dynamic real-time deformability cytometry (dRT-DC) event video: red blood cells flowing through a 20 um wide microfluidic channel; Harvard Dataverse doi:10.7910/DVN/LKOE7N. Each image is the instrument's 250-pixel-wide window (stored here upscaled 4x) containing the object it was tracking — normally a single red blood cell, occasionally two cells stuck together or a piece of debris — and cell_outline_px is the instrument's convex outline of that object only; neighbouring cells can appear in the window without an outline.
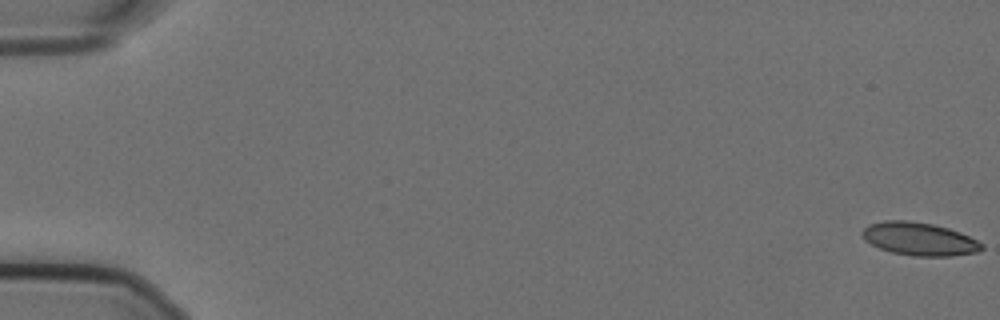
{"species": "Egyptian fruit bat (a non-hibernating species)", "species_latin": "Rousettus aegyptiacus", "temperature_condition": "cold", "stored_images_in_passage": 37, "camera_frame_rate_fps": 3000, "um_per_image_px": 0.085, "animal": {"sex": "female"}, "frame": {"image": 1, "passage_image": 1, "time_ms": 0.0, "image_size_px": [1000, 320], "cell_outline_px": [[984, 248], [976, 252], [952, 256], [916, 256], [892, 252], [880, 248], [864, 240], [860, 232], [868, 224], [884, 220], [908, 220], [932, 224], [948, 228], [960, 232], [984, 244]], "centroid_in_image_um": [78.12, 20.3], "position_along_channel_um": 6.9, "area_um2": 23.0}}
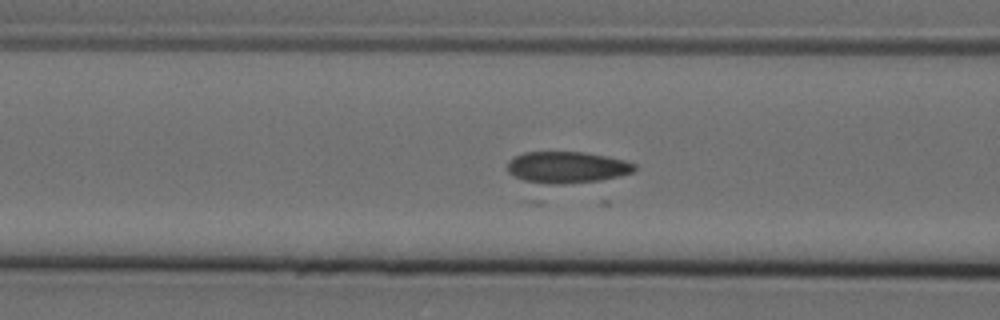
{"frame": {"image": 2, "passage_image": 24, "time_ms": 7.667, "image_size_px": [1000, 320], "cell_outline_px": [[636, 168], [632, 172], [620, 176], [600, 180], [564, 184], [532, 184], [508, 172], [508, 160], [524, 152], [584, 152], [624, 160], [636, 164]], "centroid_in_image_um": [48.17, 14.23], "position_along_channel_um": 118.4, "area_um2": 23.41}}
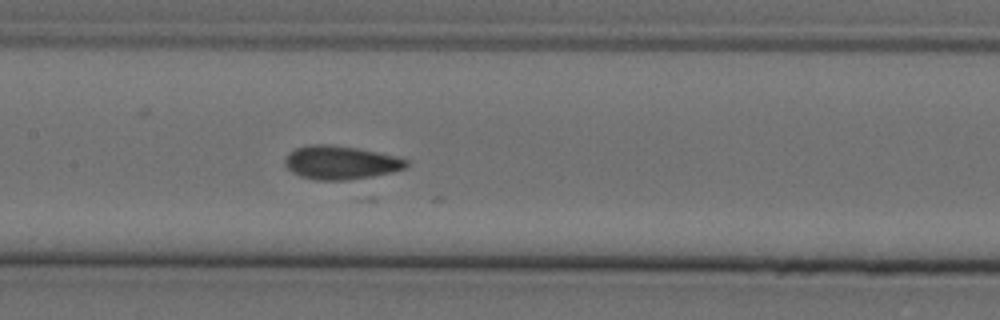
{"frame": {"image": 3, "passage_image": 29, "time_ms": 9.333, "image_size_px": [1000, 320], "cell_outline_px": [[408, 164], [404, 168], [392, 172], [372, 176], [344, 180], [316, 180], [300, 176], [292, 172], [284, 164], [284, 160], [288, 152], [296, 148], [308, 144], [332, 144], [356, 148], [396, 156], [408, 160]], "centroid_in_image_um": [28.91, 13.81], "position_along_channel_um": 178.5, "area_um2": 23.7}}